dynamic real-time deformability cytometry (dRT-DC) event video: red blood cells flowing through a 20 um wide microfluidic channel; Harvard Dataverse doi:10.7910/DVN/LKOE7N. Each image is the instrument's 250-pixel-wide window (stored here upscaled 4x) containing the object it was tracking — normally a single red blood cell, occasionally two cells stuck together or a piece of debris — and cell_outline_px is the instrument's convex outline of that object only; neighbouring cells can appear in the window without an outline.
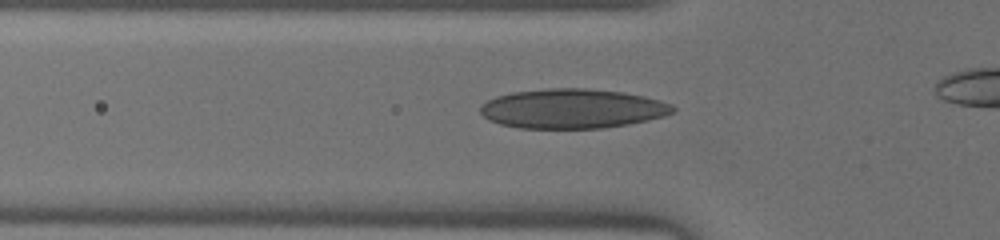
{"species": "human", "species_latin": "Homo sapiens", "temperature_condition": "warm", "stored_images_in_passage": 38, "camera_frame_rate_fps": 3000, "um_per_image_px": 0.085, "donor": {"sex": "male"}, "frame": {"image": 1, "passage_image": 15, "time_ms": 4.667, "image_size_px": [1000, 240], "cell_outline_px": [[676, 108], [672, 112], [664, 116], [648, 120], [628, 124], [604, 128], [520, 128], [500, 124], [488, 120], [480, 112], [480, 108], [488, 100], [496, 96], [512, 92], [548, 88], [584, 88], [624, 92], [644, 96], [660, 100], [672, 104]], "centroid_in_image_um": [48.66, 9.23], "position_along_channel_um": 77.1, "area_um2": 44.39}}
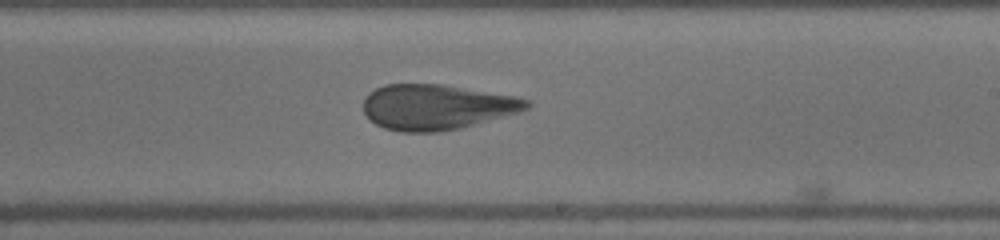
{"frame": {"image": 2, "passage_image": 27, "time_ms": 8.667, "image_size_px": [1000, 240], "cell_outline_px": [[532, 104], [528, 108], [520, 112], [460, 128], [440, 132], [400, 132], [384, 128], [376, 124], [364, 112], [364, 96], [368, 92], [384, 84], [444, 84], [516, 96], [532, 100]], "centroid_in_image_um": [37.14, 9.09], "position_along_channel_um": 251.9, "area_um2": 43.47}}
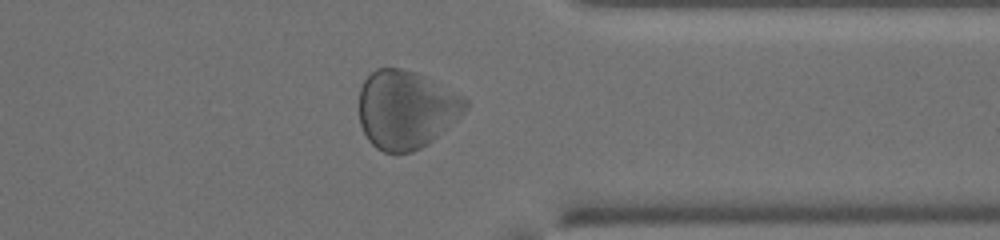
{"frame": {"image": 3, "passage_image": 36, "time_ms": 11.667, "image_size_px": [1000, 240], "cell_outline_px": [[468, 108], [448, 128], [428, 144], [412, 152], [384, 152], [376, 148], [368, 140], [360, 124], [360, 88], [364, 80], [376, 68], [400, 68], [416, 72], [464, 96], [468, 100]], "centroid_in_image_um": [34.53, 9.31], "position_along_channel_um": 376.9, "area_um2": 48.49}}